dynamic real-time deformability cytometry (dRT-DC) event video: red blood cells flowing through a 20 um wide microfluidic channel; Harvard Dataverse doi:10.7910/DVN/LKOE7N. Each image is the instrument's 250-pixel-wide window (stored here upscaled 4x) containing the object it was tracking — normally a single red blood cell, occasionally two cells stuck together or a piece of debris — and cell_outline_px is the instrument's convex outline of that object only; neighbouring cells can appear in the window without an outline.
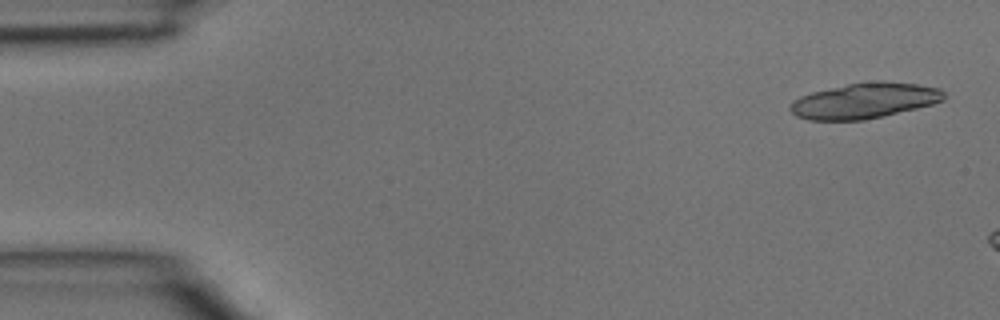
{"species": "common noctule bat (a hibernating species)", "species_latin": "Nyctalus noctula", "temperature_condition": "room temperature", "stored_images_in_passage": 3, "segment_of_instrument_passage": [2, 2], "camera_frame_rate_fps": 3000, "um_per_image_px": 0.085, "animal": {"sex": "male", "body_mass_g": 15.6}, "frame": {"image": 1, "passage_image": 3, "time_ms": 0.667, "image_size_px": [1000, 320], "cell_outline_px": [[944, 100], [932, 104], [916, 108], [864, 120], [808, 120], [796, 116], [788, 108], [800, 96], [812, 92], [848, 84], [880, 80], [916, 84], [940, 88], [944, 92]], "centroid_in_image_um": [73.48, 8.56], "position_along_channel_um": 11.5, "area_um2": 31.5}}